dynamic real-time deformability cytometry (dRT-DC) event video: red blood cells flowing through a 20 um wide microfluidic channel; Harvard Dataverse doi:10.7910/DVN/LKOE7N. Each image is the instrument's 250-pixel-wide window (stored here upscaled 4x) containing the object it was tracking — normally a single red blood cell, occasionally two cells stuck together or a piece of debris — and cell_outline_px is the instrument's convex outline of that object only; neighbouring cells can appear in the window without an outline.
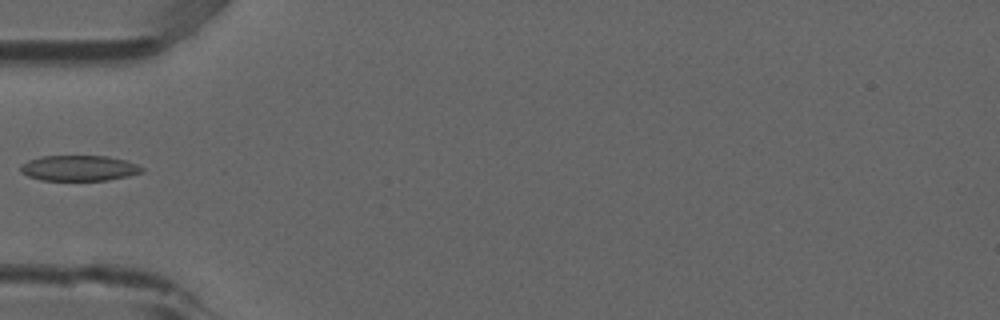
{"species": "common noctule bat (a hibernating species)", "species_latin": "Nyctalus noctula", "temperature_condition": "room temperature", "stored_images_in_passage": 7, "camera_frame_rate_fps": 3000, "um_per_image_px": 0.085, "animal": {"sex": "male", "forearm_length_mm": 52.5}, "frame": {"image": 1, "passage_image": 6, "time_ms": 1.667, "image_size_px": [1000, 320], "cell_outline_px": [[144, 172], [128, 176], [108, 180], [40, 180], [28, 176], [20, 172], [20, 168], [28, 160], [40, 156], [108, 156], [124, 160], [136, 164], [144, 168]], "centroid_in_image_um": [6.72, 14.29], "position_along_channel_um": 78.3, "area_um2": 18.03}}
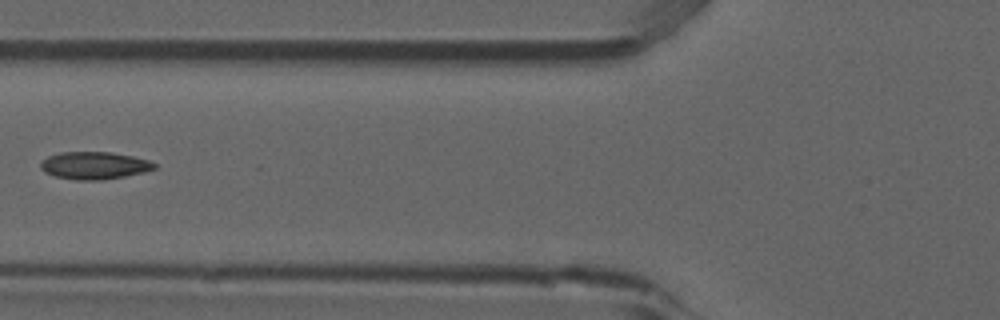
{"frame": {"image": 2, "passage_image": 7, "time_ms": 2.0, "image_size_px": [1000, 320], "cell_outline_px": [[156, 168], [144, 172], [124, 176], [100, 180], [76, 180], [56, 176], [44, 172], [40, 168], [40, 164], [48, 156], [60, 152], [112, 152], [132, 156], [148, 160], [156, 164]], "centroid_in_image_um": [8.01, 14.06], "position_along_channel_um": 117.8, "area_um2": 18.09}}